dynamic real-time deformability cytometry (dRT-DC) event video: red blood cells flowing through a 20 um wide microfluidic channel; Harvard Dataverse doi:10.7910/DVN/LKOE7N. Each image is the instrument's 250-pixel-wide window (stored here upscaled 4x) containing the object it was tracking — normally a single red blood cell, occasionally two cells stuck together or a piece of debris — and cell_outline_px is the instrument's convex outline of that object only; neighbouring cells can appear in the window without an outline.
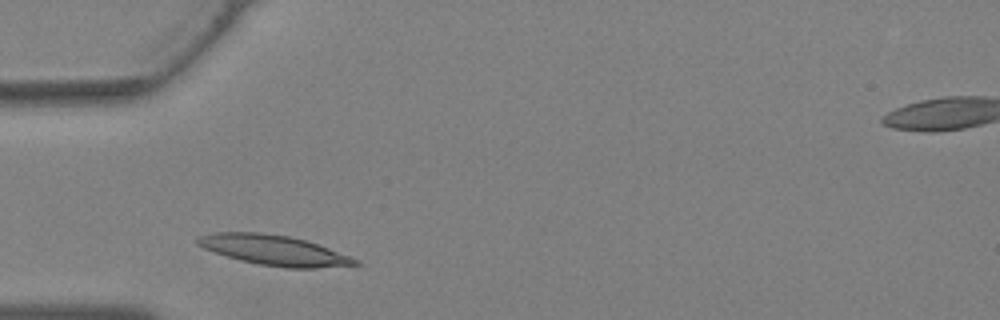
{"species": "Egyptian fruit bat (a non-hibernating species)", "species_latin": "Rousettus aegyptiacus", "temperature_condition": "warm", "stored_images_in_passage": 20, "camera_frame_rate_fps": 3000, "um_per_image_px": 0.085, "animal": {"sex": "female"}, "frame": {"image": 1, "passage_image": 1, "time_ms": 0.0, "image_size_px": [1000, 320], "cell_outline_px": [[360, 264], [316, 268], [288, 268], [260, 264], [240, 260], [204, 248], [196, 244], [196, 240], [200, 236], [216, 232], [260, 232], [288, 236], [308, 240], [360, 260]], "centroid_in_image_um": [23.32, 21.26], "position_along_channel_um": 61.7, "area_um2": 27.4}}
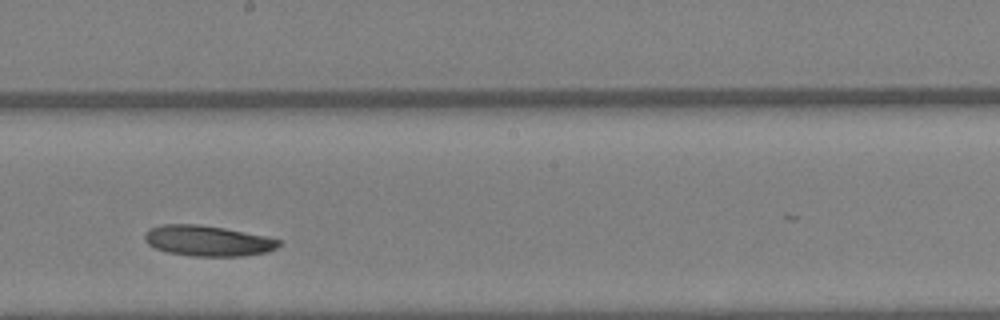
{"frame": {"image": 2, "passage_image": 11, "time_ms": 3.333, "image_size_px": [1000, 320], "cell_outline_px": [[280, 244], [276, 248], [264, 252], [244, 256], [192, 256], [168, 252], [156, 248], [148, 244], [144, 240], [144, 232], [152, 228], [164, 224], [200, 224], [224, 228], [264, 236], [280, 240]], "centroid_in_image_um": [17.62, 20.46], "position_along_channel_um": 230.6, "area_um2": 23.7}}
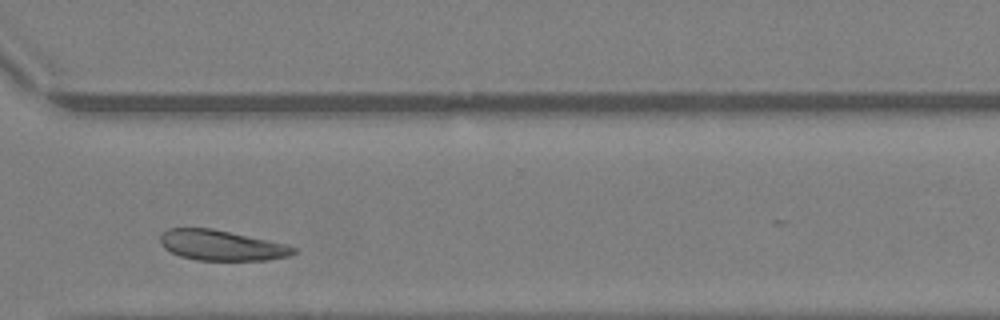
{"frame": {"image": 3, "passage_image": 18, "time_ms": 5.667, "image_size_px": [1000, 320], "cell_outline_px": [[296, 252], [288, 256], [268, 260], [196, 260], [180, 256], [164, 248], [160, 244], [160, 236], [168, 228], [212, 228], [284, 244], [296, 248]], "centroid_in_image_um": [18.78, 20.86], "position_along_channel_um": 351.8, "area_um2": 23.29}}